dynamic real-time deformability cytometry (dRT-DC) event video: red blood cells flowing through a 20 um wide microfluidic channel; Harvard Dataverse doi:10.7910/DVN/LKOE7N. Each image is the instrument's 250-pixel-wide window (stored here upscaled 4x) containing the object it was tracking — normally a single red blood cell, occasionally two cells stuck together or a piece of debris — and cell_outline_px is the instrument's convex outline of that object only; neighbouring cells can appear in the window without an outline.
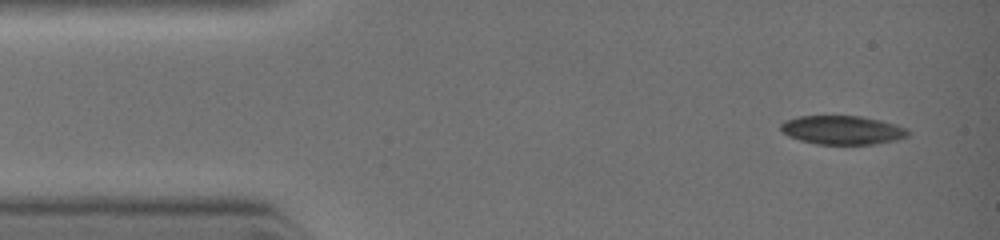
{"species": "common noctule bat (a hibernating species)", "species_latin": "Nyctalus noctula", "temperature_condition": "warm", "stored_images_in_passage": 39, "camera_frame_rate_fps": 3000, "um_per_image_px": 0.085, "animal": {"sex": "female", "body_mass_g": 19.0, "forearm_length_mm": 51.5}, "frame": {"image": 1, "passage_image": 1, "time_ms": 0.0, "image_size_px": [1000, 240], "cell_outline_px": [[908, 136], [896, 140], [872, 144], [816, 144], [800, 140], [788, 136], [780, 128], [780, 124], [784, 120], [796, 116], [860, 116], [880, 120], [896, 124], [904, 128], [908, 132]], "centroid_in_image_um": [71.56, 11.05], "position_along_channel_um": 13.4, "area_um2": 21.27}}
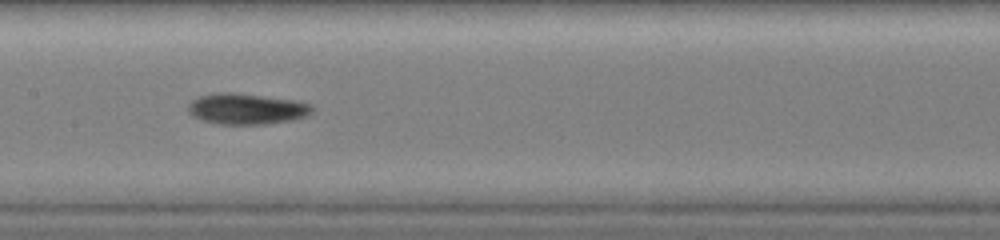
{"frame": {"image": 2, "passage_image": 17, "time_ms": 4.667, "image_size_px": [1000, 240], "cell_outline_px": [[312, 112], [308, 116], [292, 120], [264, 124], [220, 124], [200, 120], [192, 116], [188, 112], [188, 104], [192, 100], [200, 96], [220, 92], [232, 92], [300, 100], [312, 104]], "centroid_in_image_um": [20.98, 9.25], "position_along_channel_um": 186.4, "area_um2": 22.6}}
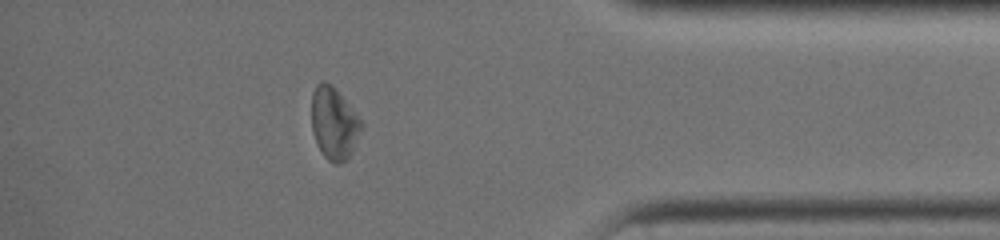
{"frame": {"image": 3, "passage_image": 32, "time_ms": 9.0, "image_size_px": [1000, 240], "cell_outline_px": [[364, 124], [348, 156], [340, 164], [336, 164], [328, 160], [324, 156], [316, 140], [312, 128], [312, 96], [316, 84], [332, 84], [336, 88]], "centroid_in_image_um": [28.39, 10.47], "position_along_channel_um": 406.8, "area_um2": 20.29}}